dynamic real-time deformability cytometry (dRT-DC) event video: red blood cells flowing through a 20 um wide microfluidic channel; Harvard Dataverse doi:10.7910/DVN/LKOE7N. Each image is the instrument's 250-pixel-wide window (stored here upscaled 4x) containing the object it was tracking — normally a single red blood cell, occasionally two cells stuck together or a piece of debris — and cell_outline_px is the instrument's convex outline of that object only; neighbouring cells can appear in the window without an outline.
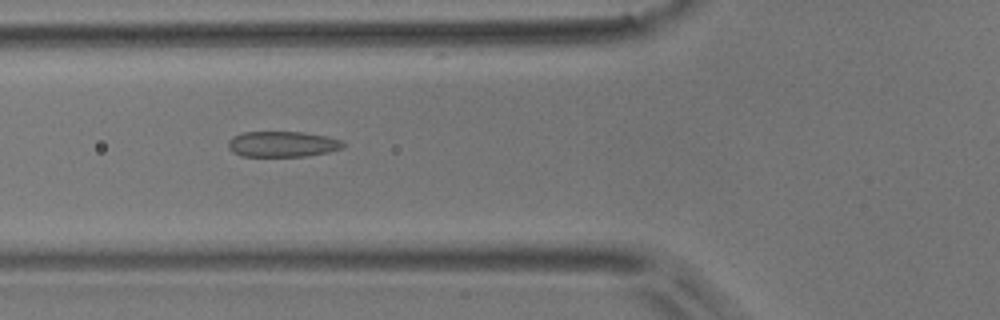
{"species": "common noctule bat (a hibernating species)", "species_latin": "Nyctalus noctula", "temperature_condition": "room temperature", "stored_images_in_passage": 4, "camera_frame_rate_fps": 3000, "um_per_image_px": 0.085, "animal": {"sex": "male", "body_mass_g": 17.9}, "frame": {"image": 1, "passage_image": 3, "time_ms": 4.0, "image_size_px": [1000, 320], "cell_outline_px": [[344, 148], [328, 152], [304, 156], [240, 156], [232, 152], [228, 148], [228, 140], [232, 136], [244, 132], [304, 132], [324, 136], [340, 140], [344, 144]], "centroid_in_image_um": [23.96, 12.25], "position_along_channel_um": 101.8, "area_um2": 17.17}}
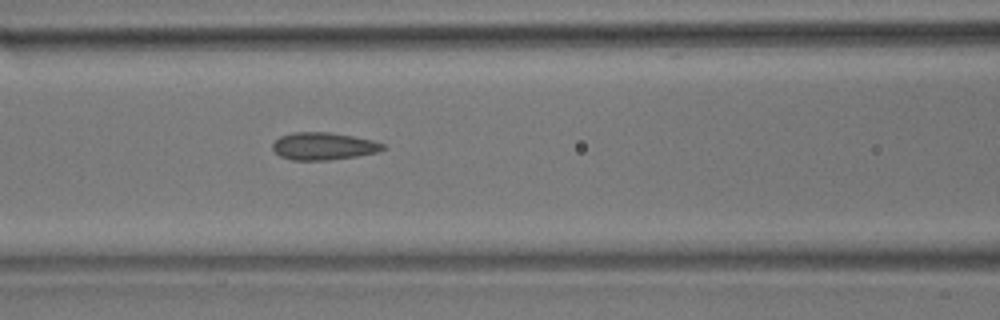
{"frame": {"image": 2, "passage_image": 4, "time_ms": 5.0, "image_size_px": [1000, 320], "cell_outline_px": [[388, 148], [376, 152], [356, 156], [328, 160], [292, 160], [280, 156], [272, 148], [272, 144], [280, 136], [292, 132], [328, 132], [352, 136], [372, 140], [384, 144]], "centroid_in_image_um": [27.49, 12.42], "position_along_channel_um": 139.1, "area_um2": 17.57}}